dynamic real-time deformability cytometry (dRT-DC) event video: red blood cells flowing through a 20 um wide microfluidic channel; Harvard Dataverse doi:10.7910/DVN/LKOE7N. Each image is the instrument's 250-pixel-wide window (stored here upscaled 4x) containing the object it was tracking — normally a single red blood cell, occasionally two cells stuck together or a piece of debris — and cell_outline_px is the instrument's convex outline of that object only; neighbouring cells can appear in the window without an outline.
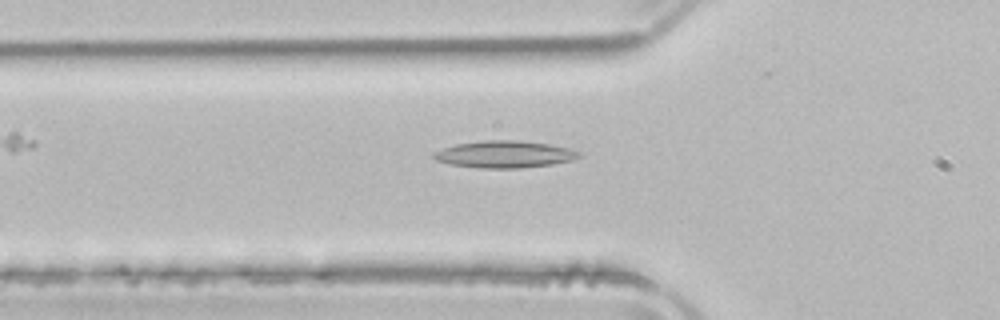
{"species": "common noctule bat (a hibernating species)", "species_latin": "Nyctalus noctula", "temperature_condition": "room temperature", "stored_images_in_passage": 39, "camera_frame_rate_fps": 3000, "um_per_image_px": 0.085, "animal": {"sex": "male", "body_mass_g": 21.5, "forearm_length_mm": 52.0}, "frame": {"image": 1, "passage_image": 6, "time_ms": 1.667, "image_size_px": [1000, 320], "cell_outline_px": [[580, 156], [572, 160], [552, 164], [520, 168], [480, 168], [452, 164], [436, 160], [432, 156], [432, 152], [456, 144], [484, 140], [516, 140], [548, 144], [568, 148], [580, 152]], "centroid_in_image_um": [42.87, 13.11], "position_along_channel_um": 82.9, "area_um2": 22.66}}
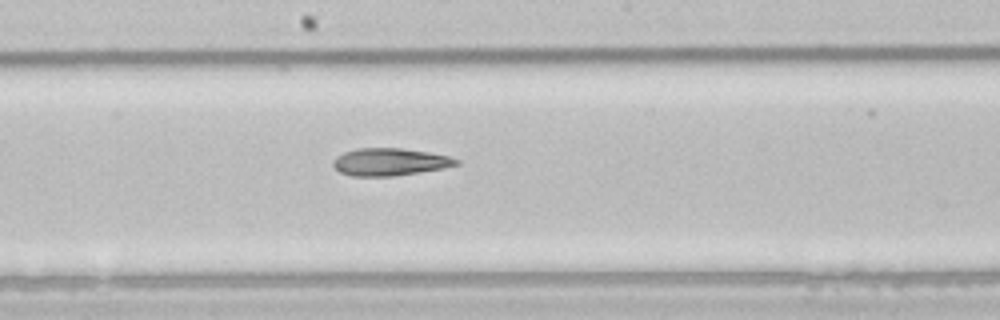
{"frame": {"image": 2, "passage_image": 16, "time_ms": 5.0, "image_size_px": [1000, 320], "cell_outline_px": [[460, 164], [444, 168], [420, 172], [392, 176], [352, 176], [340, 172], [332, 164], [332, 160], [336, 156], [344, 152], [356, 148], [400, 148], [428, 152], [448, 156], [460, 160]], "centroid_in_image_um": [33.12, 13.76], "position_along_channel_um": 215.1, "area_um2": 19.71}}
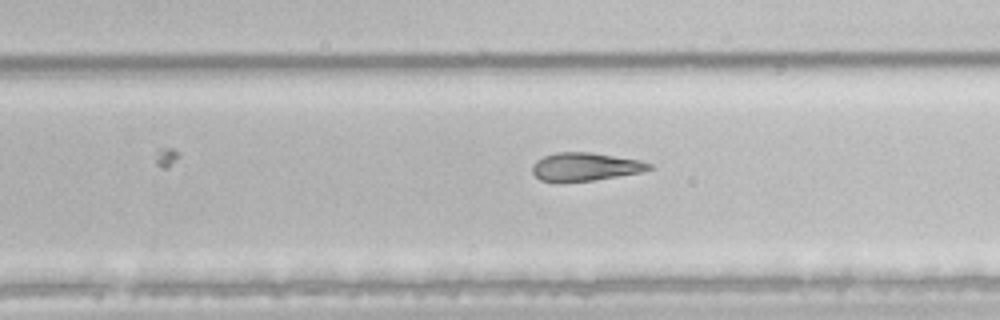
{"frame": {"image": 3, "passage_image": 21, "time_ms": 6.667, "image_size_px": [1000, 320], "cell_outline_px": [[656, 168], [640, 172], [592, 180], [540, 180], [532, 172], [532, 164], [536, 160], [544, 156], [556, 152], [592, 152], [640, 160], [652, 164]], "centroid_in_image_um": [49.78, 14.14], "position_along_channel_um": 280.0, "area_um2": 18.84}, "authors_computed_cell_mechanics": {"area_um2": 20.519, "velocity_mm_per_s": 3.9371, "shape_relaxation_time_tau1_ms": null, "shape_relaxation_time_tau2_ms": 10.4791, "deformation_change_tau1": null, "deformation_change_tau2": 0.2581}}